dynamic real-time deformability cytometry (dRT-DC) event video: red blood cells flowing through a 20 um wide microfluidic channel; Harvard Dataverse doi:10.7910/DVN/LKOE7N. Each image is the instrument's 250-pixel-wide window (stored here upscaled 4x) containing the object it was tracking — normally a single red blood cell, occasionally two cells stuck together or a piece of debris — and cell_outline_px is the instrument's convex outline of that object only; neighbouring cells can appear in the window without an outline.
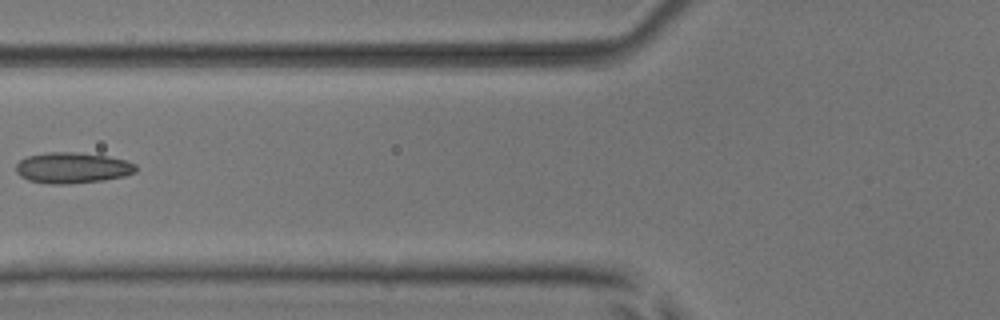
{"species": "common noctule bat (a hibernating species)", "species_latin": "Nyctalus noctula", "temperature_condition": "room temperature", "stored_images_in_passage": 5, "camera_frame_rate_fps": 3000, "um_per_image_px": 0.085, "animal": {"sex": "male", "body_mass_g": 17.9, "forearm_length_mm": 54.2}, "frame": {"image": 1, "passage_image": 5, "time_ms": 4.667, "image_size_px": [1000, 320], "cell_outline_px": [[136, 172], [124, 176], [100, 180], [68, 184], [48, 184], [28, 180], [20, 176], [16, 172], [16, 164], [20, 160], [28, 156], [48, 152], [76, 152], [108, 156], [124, 160], [136, 164]], "centroid_in_image_um": [6.13, 14.26], "position_along_channel_um": 119.7, "area_um2": 21.5}}